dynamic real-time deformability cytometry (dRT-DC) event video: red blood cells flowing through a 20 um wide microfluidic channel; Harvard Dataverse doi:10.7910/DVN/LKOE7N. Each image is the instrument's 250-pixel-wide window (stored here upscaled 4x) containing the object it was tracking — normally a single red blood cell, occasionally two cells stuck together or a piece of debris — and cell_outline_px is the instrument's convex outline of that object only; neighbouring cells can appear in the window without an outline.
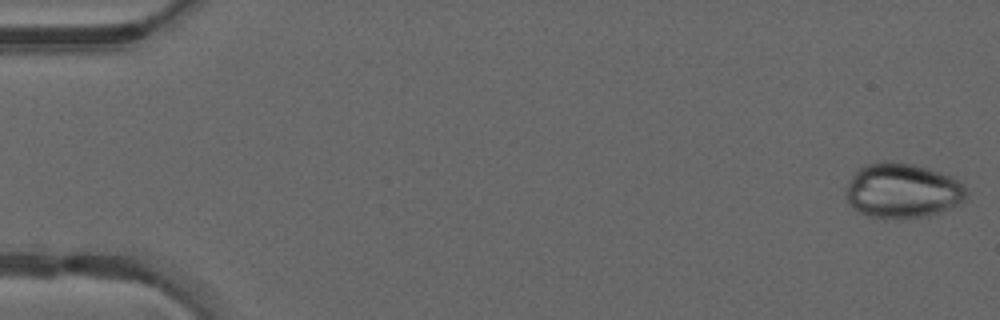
{"species": "common noctule bat (a hibernating species)", "species_latin": "Nyctalus noctula", "temperature_condition": "warm", "stored_images_in_passage": 48, "camera_frame_rate_fps": 3000, "um_per_image_px": 0.085, "animal": {"sex": "male", "forearm_length_mm": 52.5}, "frame": {"image": 1, "passage_image": 1, "time_ms": 0.0, "image_size_px": [1000, 320], "cell_outline_px": [[964, 200], [940, 212], [928, 216], [868, 216], [860, 212], [848, 204], [844, 192], [852, 176], [864, 164], [884, 160], [892, 160], [916, 164], [940, 172], [960, 180], [964, 184]], "centroid_in_image_um": [76.67, 16.15], "position_along_channel_um": 8.3, "area_um2": 38.09}}
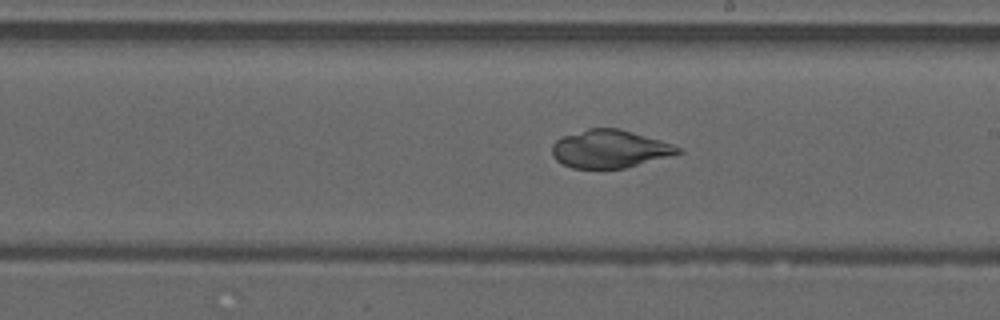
{"frame": {"image": 2, "passage_image": 28, "time_ms": 9.0, "image_size_px": [1000, 320], "cell_outline_px": [[684, 152], [624, 168], [572, 168], [556, 160], [552, 156], [552, 144], [556, 140], [564, 136], [588, 128], [616, 128], [660, 140], [684, 148]], "centroid_in_image_um": [51.83, 12.66], "position_along_channel_um": 237.2, "area_um2": 27.57}}
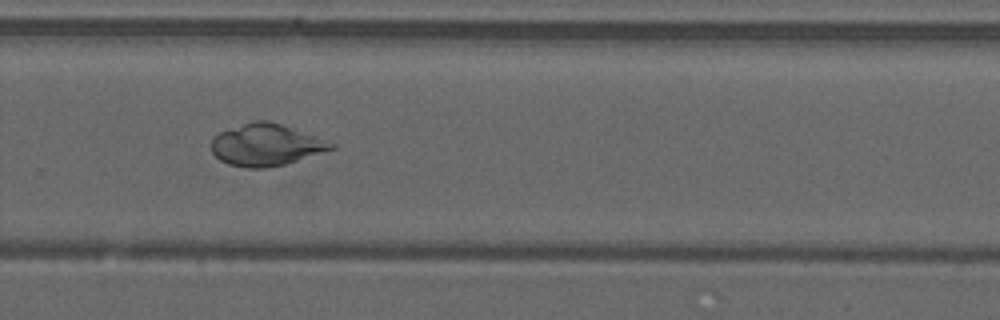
{"frame": {"image": 3, "passage_image": 33, "time_ms": 10.667, "image_size_px": [1000, 320], "cell_outline_px": [[336, 148], [284, 164], [264, 168], [248, 168], [228, 164], [220, 160], [212, 152], [212, 136], [220, 132], [256, 120], [268, 120], [280, 124], [336, 144]], "centroid_in_image_um": [22.58, 12.32], "position_along_channel_um": 307.2, "area_um2": 28.67}}